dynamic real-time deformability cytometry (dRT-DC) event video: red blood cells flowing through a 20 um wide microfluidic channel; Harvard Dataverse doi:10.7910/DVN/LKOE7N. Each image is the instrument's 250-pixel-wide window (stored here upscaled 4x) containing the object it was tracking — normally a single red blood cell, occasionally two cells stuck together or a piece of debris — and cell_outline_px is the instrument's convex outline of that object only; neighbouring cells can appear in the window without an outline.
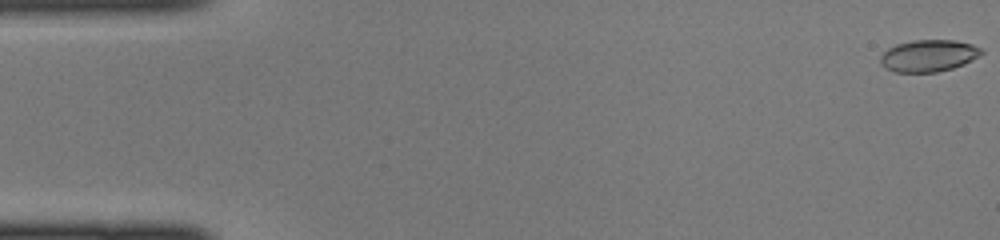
{"species": "common noctule bat (a hibernating species)", "species_latin": "Nyctalus noctula", "temperature_condition": "cold", "stored_images_in_passage": 45, "camera_frame_rate_fps": 3000, "um_per_image_px": 0.085, "animal": {"sex": "female", "body_mass_g": 22.0, "forearm_length_mm": 56.7}, "frame": {"image": 1, "passage_image": 1, "time_ms": 0.0, "image_size_px": [1000, 240], "cell_outline_px": [[984, 52], [964, 64], [952, 68], [936, 72], [896, 72], [884, 68], [880, 64], [880, 56], [888, 48], [896, 44], [912, 40], [952, 40], [972, 44], [980, 48]], "centroid_in_image_um": [78.89, 4.73], "position_along_channel_um": 6.1, "area_um2": 18.73}}
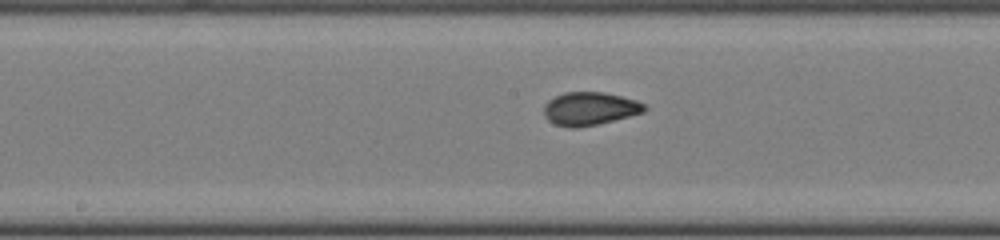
{"frame": {"image": 2, "passage_image": 23, "time_ms": 7.333, "image_size_px": [1000, 240], "cell_outline_px": [[648, 108], [644, 112], [600, 124], [576, 128], [568, 128], [556, 124], [548, 120], [544, 116], [544, 104], [548, 100], [564, 92], [604, 92], [636, 100], [644, 104]], "centroid_in_image_um": [50.12, 9.24], "position_along_channel_um": 198.1, "area_um2": 19.54}}
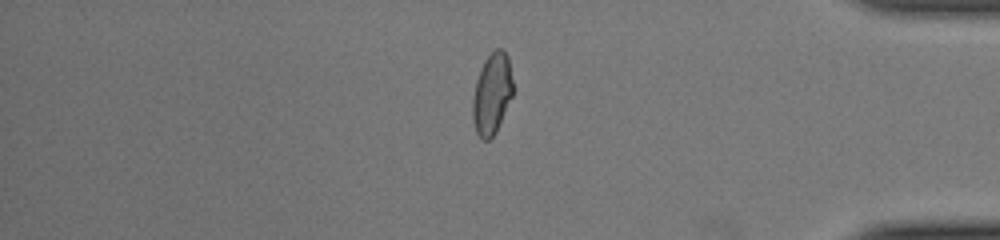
{"frame": {"image": 3, "passage_image": 38, "time_ms": 12.333, "image_size_px": [1000, 240], "cell_outline_px": [[512, 96], [496, 132], [488, 140], [484, 140], [476, 132], [472, 120], [472, 100], [476, 80], [480, 68], [484, 60], [496, 48], [504, 48], [508, 56], [512, 80]], "centroid_in_image_um": [41.8, 7.95], "position_along_channel_um": 393.4, "area_um2": 19.07}}